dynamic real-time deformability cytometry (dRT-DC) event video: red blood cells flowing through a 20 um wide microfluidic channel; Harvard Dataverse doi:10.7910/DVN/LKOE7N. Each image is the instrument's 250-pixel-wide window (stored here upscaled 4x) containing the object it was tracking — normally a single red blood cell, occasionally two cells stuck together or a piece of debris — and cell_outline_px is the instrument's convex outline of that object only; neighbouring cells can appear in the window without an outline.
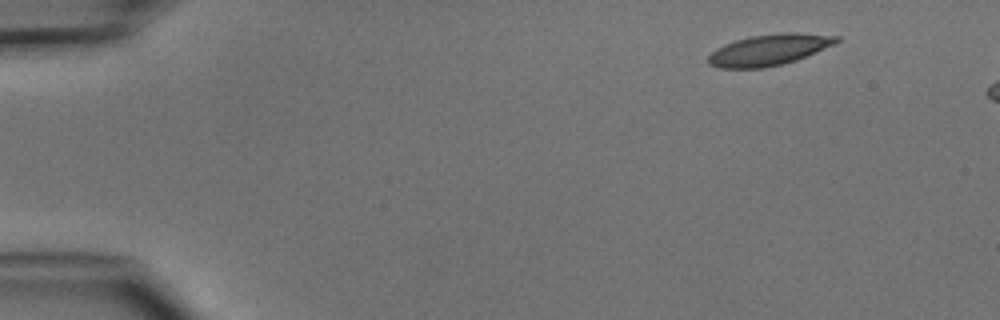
{"species": "common noctule bat (a hibernating species)", "species_latin": "Nyctalus noctula", "temperature_condition": "cold", "stored_images_in_passage": 2, "camera_frame_rate_fps": 3000, "um_per_image_px": 0.085, "animal": {"sex": "male", "body_mass_g": 15.6}, "frame": {"image": 1, "passage_image": 2, "time_ms": 1.0, "image_size_px": [1000, 320], "cell_outline_px": [[840, 40], [836, 44], [796, 60], [784, 64], [764, 68], [716, 68], [708, 64], [708, 56], [716, 48], [724, 44], [748, 36], [784, 32], [796, 32], [840, 36]], "centroid_in_image_um": [65.38, 4.23], "position_along_channel_um": 19.6, "area_um2": 23.52}}